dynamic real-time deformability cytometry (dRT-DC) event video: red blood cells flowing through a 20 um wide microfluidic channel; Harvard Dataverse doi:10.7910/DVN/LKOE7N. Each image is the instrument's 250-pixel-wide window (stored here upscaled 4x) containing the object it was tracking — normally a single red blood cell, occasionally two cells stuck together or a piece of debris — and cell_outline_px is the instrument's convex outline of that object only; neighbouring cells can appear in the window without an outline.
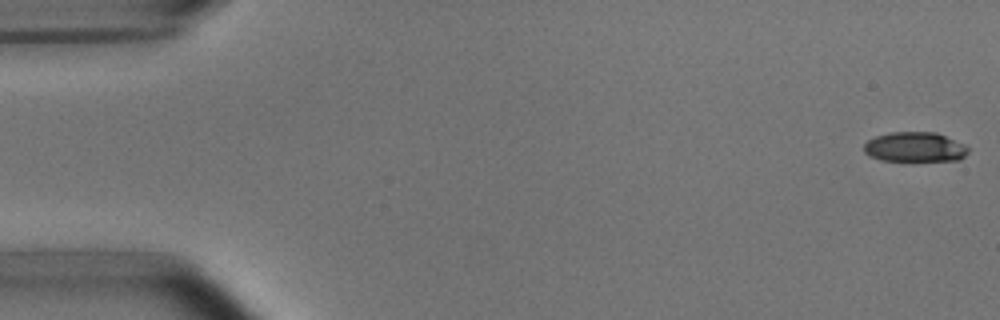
{"species": "common noctule bat (a hibernating species)", "species_latin": "Nyctalus noctula", "temperature_condition": "room temperature", "stored_images_in_passage": 52, "camera_frame_rate_fps": 3000, "um_per_image_px": 0.085, "animal": {"sex": "male", "body_mass_g": 15.6}, "frame": {"image": 1, "passage_image": 1, "time_ms": 0.0, "image_size_px": [1000, 320], "cell_outline_px": [[968, 152], [960, 160], [880, 160], [868, 156], [864, 152], [864, 144], [868, 140], [876, 136], [888, 132], [936, 132], [964, 144], [968, 148]], "centroid_in_image_um": [77.74, 12.49], "position_along_channel_um": 7.3, "area_um2": 18.03}}
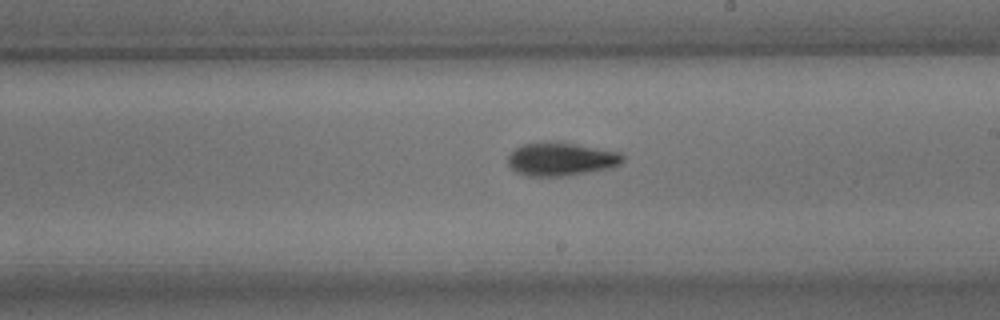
{"frame": {"image": 2, "passage_image": 30, "time_ms": 9.667, "image_size_px": [1000, 320], "cell_outline_px": [[624, 160], [620, 164], [612, 168], [564, 176], [524, 176], [516, 172], [508, 164], [508, 156], [516, 148], [524, 144], [548, 140], [556, 140], [620, 152], [624, 156]], "centroid_in_image_um": [47.7, 13.51], "position_along_channel_um": 241.3, "area_um2": 22.66}}
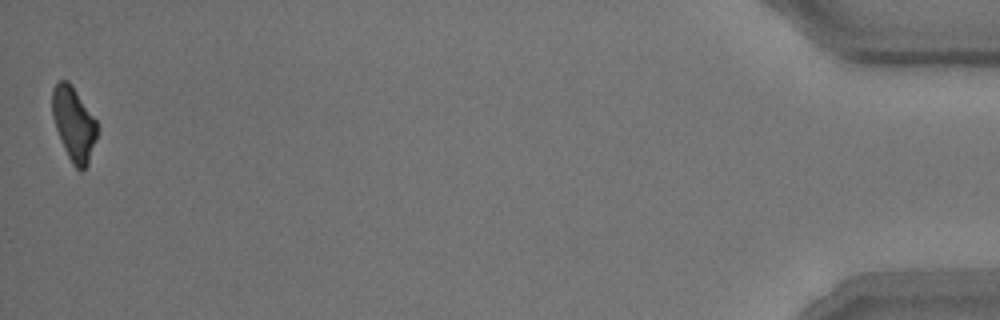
{"frame": {"image": 3, "passage_image": 52, "time_ms": 17.0, "image_size_px": [1000, 320], "cell_outline_px": [[96, 140], [88, 164], [80, 172], [72, 164], [64, 148], [56, 128], [52, 116], [52, 88], [60, 80], [68, 80], [72, 84], [96, 120]], "centroid_in_image_um": [6.26, 10.51], "position_along_channel_um": 428.9, "area_um2": 19.19}, "authors_computed_cell_mechanics": {"area_um2": 20.6346, "velocity_mm_per_s": 3.8163, "shape_relaxation_time_tau1_ms": 3.195, "shape_relaxation_time_tau2_ms": 5.2594, "deformation_change_tau1": 0.1391, "deformation_change_tau2": 0.1496}}